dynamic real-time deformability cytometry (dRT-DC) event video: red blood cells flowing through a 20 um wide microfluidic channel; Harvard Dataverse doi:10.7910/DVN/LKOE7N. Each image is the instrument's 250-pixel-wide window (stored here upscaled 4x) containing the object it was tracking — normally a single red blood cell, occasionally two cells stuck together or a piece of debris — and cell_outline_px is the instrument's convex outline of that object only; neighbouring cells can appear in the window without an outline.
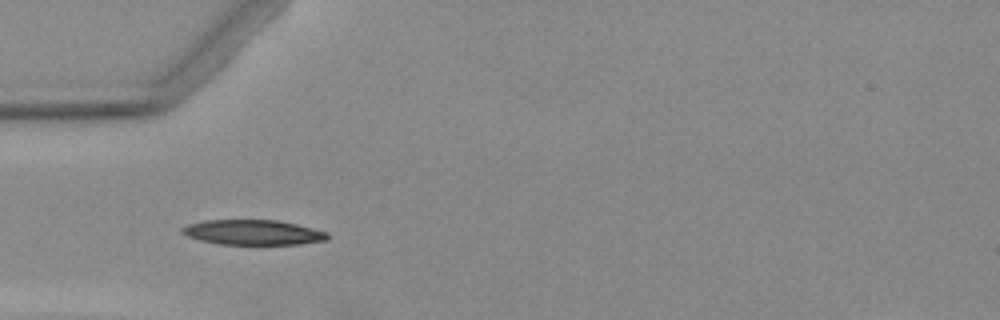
{"species": "Egyptian fruit bat (a non-hibernating species)", "species_latin": "Rousettus aegyptiacus", "temperature_condition": "warm", "stored_images_in_passage": 3, "camera_frame_rate_fps": 3000, "um_per_image_px": 0.085, "animal": {"sex": "female"}, "frame": {"image": 1, "passage_image": 3, "time_ms": 2.333, "image_size_px": [1000, 320], "cell_outline_px": [[332, 236], [328, 240], [300, 244], [220, 244], [200, 240], [188, 236], [180, 232], [180, 228], [188, 224], [204, 220], [280, 220], [328, 232]], "centroid_in_image_um": [21.53, 19.75], "position_along_channel_um": 63.5, "area_um2": 21.33}}